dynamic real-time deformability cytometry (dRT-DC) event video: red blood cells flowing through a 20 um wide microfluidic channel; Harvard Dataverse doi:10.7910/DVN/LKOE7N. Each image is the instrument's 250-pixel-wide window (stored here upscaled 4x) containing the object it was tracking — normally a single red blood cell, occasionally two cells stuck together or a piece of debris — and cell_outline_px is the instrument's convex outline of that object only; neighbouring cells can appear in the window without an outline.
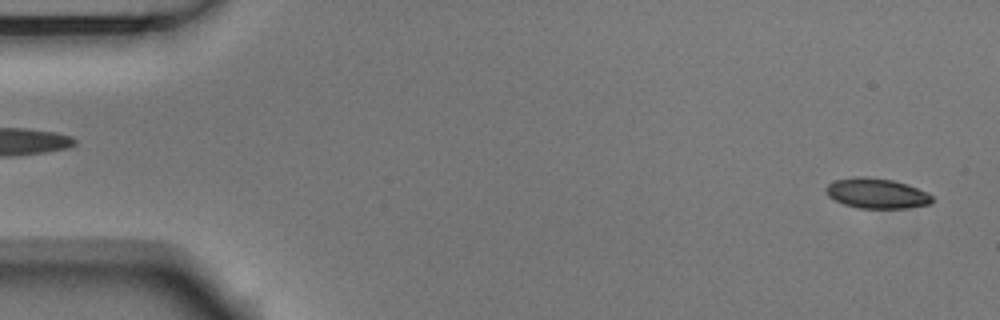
{"species": "Egyptian fruit bat (a non-hibernating species)", "species_latin": "Rousettus aegyptiacus", "temperature_condition": "room temperature", "stored_images_in_passage": 11, "camera_frame_rate_fps": 3000, "um_per_image_px": 0.085, "animal": {"sex": "male"}, "frame": {"image": 1, "passage_image": 2, "time_ms": 0.333, "image_size_px": [1000, 320], "cell_outline_px": [[932, 200], [928, 204], [896, 208], [868, 208], [848, 204], [832, 196], [828, 192], [828, 188], [832, 184], [840, 180], [888, 180], [904, 184], [928, 196]], "centroid_in_image_um": [74.57, 16.49], "position_along_channel_um": 10.4, "area_um2": 16.01}}